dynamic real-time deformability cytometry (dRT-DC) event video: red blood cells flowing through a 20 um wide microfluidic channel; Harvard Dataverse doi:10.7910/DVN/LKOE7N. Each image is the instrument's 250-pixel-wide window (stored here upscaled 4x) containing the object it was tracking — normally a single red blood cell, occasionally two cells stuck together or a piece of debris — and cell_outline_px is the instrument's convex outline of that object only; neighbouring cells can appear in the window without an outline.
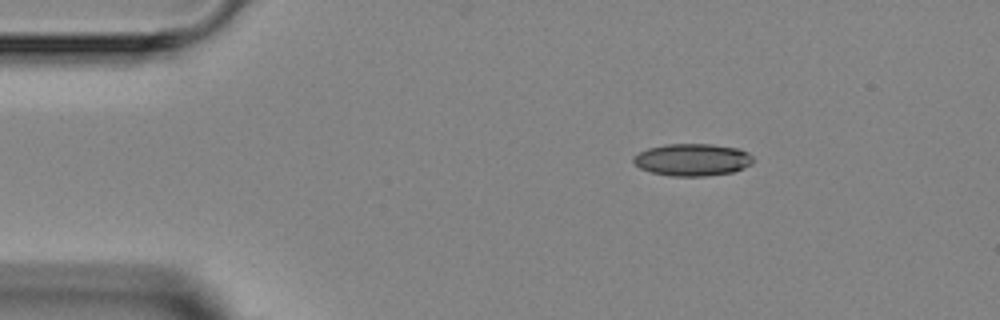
{"species": "Egyptian fruit bat (a non-hibernating species)", "species_latin": "Rousettus aegyptiacus", "temperature_condition": "room temperature", "stored_images_in_passage": 6, "camera_frame_rate_fps": 3000, "um_per_image_px": 0.085, "animal": {"sex": "female"}, "frame": {"image": 1, "passage_image": 1, "time_ms": 0.0, "image_size_px": [1000, 320], "cell_outline_px": [[752, 164], [744, 168], [732, 172], [704, 176], [672, 176], [652, 172], [640, 168], [632, 160], [632, 156], [648, 148], [664, 144], [712, 144], [740, 148], [748, 152], [752, 156]], "centroid_in_image_um": [58.86, 13.57], "position_along_channel_um": 26.1, "area_um2": 22.54}}
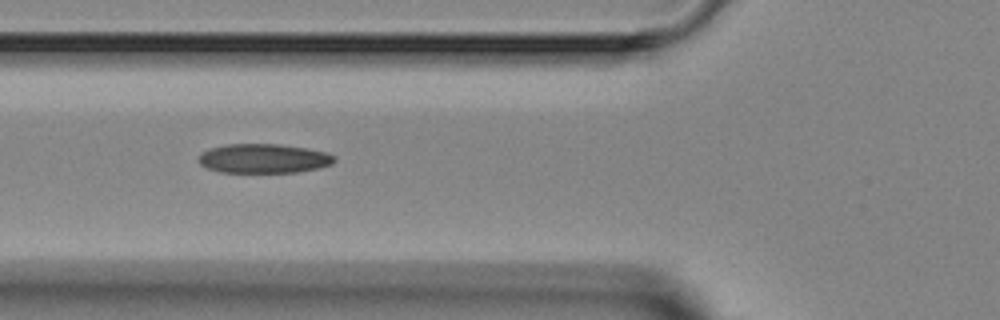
{"frame": {"image": 2, "passage_image": 4, "time_ms": 3.333, "image_size_px": [1000, 320], "cell_outline_px": [[336, 160], [332, 164], [320, 168], [296, 172], [220, 172], [208, 168], [200, 164], [200, 152], [208, 148], [224, 144], [280, 144], [308, 148], [328, 152], [336, 156]], "centroid_in_image_um": [22.45, 13.46], "position_along_channel_um": 103.4, "area_um2": 23.41}}
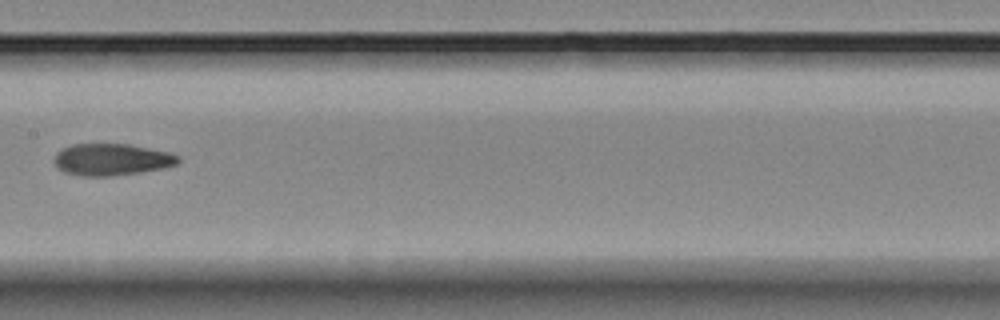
{"frame": {"image": 3, "passage_image": 6, "time_ms": 5.667, "image_size_px": [1000, 320], "cell_outline_px": [[180, 160], [176, 164], [164, 168], [140, 172], [112, 176], [80, 176], [64, 172], [56, 168], [52, 160], [56, 152], [72, 144], [128, 144], [168, 152], [180, 156]], "centroid_in_image_um": [9.44, 13.57], "position_along_channel_um": 198.0, "area_um2": 23.12}}